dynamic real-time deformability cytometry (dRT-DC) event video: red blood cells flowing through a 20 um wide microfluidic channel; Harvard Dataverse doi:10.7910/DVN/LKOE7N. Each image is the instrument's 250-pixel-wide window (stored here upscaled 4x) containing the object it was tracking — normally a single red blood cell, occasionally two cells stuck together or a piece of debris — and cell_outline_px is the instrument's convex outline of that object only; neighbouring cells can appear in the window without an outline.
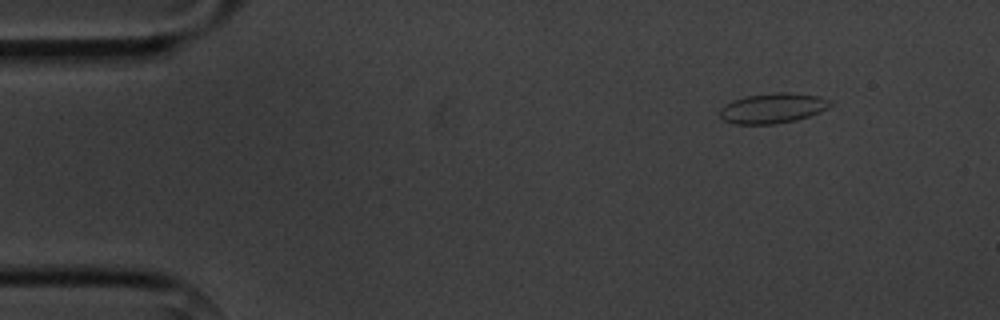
{"species": "common noctule bat (a hibernating species)", "species_latin": "Nyctalus noctula", "temperature_condition": "cold", "stored_images_in_passage": 9, "camera_frame_rate_fps": 3000, "um_per_image_px": 0.085, "animal": {"sex": "male", "body_mass_g": 20.1, "forearm_length_mm": 53.5}, "frame": {"image": 1, "passage_image": 1, "time_ms": 0.0, "image_size_px": [1000, 320], "cell_outline_px": [[832, 104], [828, 108], [820, 112], [796, 120], [776, 124], [732, 124], [724, 120], [720, 116], [720, 108], [732, 100], [748, 96], [776, 92], [788, 92], [820, 96], [828, 100]], "centroid_in_image_um": [65.67, 9.2], "position_along_channel_um": 19.3, "area_um2": 19.36}}
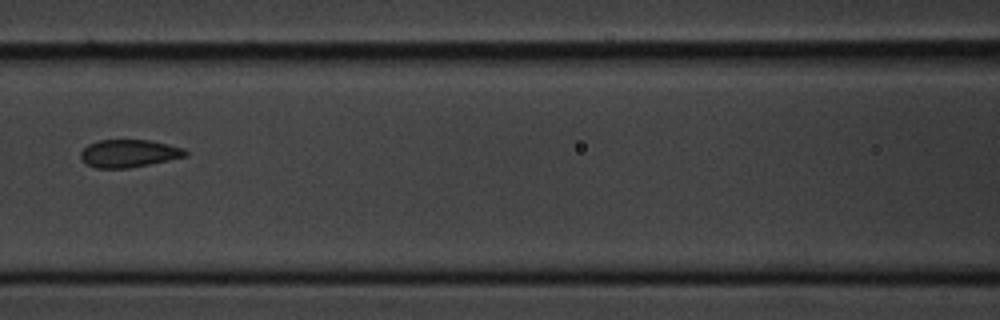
{"frame": {"image": 2, "passage_image": 6, "time_ms": 6.0, "image_size_px": [1000, 320], "cell_outline_px": [[188, 156], [128, 168], [96, 168], [84, 164], [80, 156], [80, 152], [88, 144], [96, 140], [148, 140], [168, 144], [184, 148], [188, 152]], "centroid_in_image_um": [10.93, 13.04], "position_along_channel_um": 155.7, "area_um2": 16.99}}
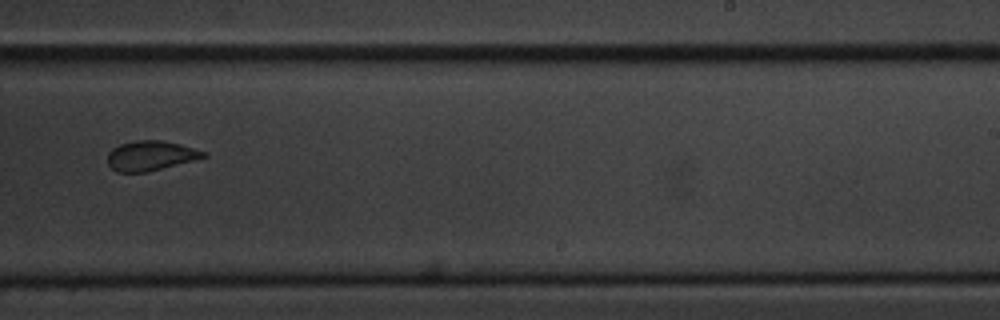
{"frame": {"image": 3, "passage_image": 9, "time_ms": 9.333, "image_size_px": [1000, 320], "cell_outline_px": [[208, 156], [148, 172], [116, 172], [108, 164], [108, 152], [112, 148], [120, 144], [136, 140], [160, 140], [180, 144], [208, 152]], "centroid_in_image_um": [12.8, 13.23], "position_along_channel_um": 276.2, "area_um2": 16.65}}